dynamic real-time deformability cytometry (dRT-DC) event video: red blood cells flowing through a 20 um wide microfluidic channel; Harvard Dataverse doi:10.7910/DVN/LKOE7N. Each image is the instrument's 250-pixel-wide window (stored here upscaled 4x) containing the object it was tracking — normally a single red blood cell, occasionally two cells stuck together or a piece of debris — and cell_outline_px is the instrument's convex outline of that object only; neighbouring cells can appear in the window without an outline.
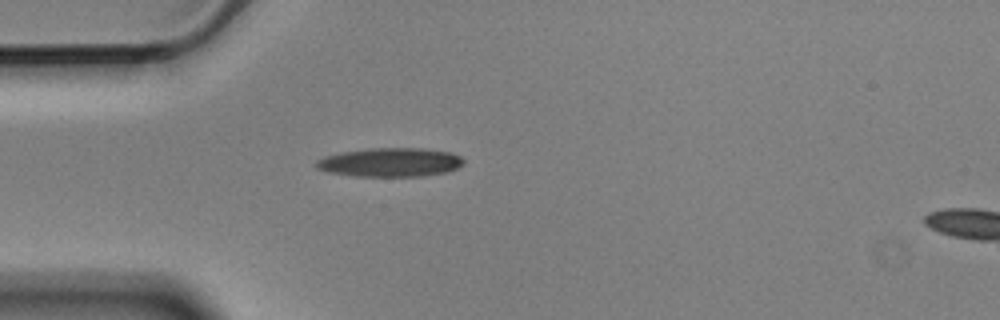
{"species": "Egyptian fruit bat (a non-hibernating species)", "species_latin": "Rousettus aegyptiacus", "temperature_condition": "cold", "stored_images_in_passage": 1, "camera_frame_rate_fps": 3000, "um_per_image_px": 0.085, "animal": {"sex": "male"}, "frame": {"image": 1, "passage_image": 1, "time_ms": 0.0, "image_size_px": [1000, 320], "cell_outline_px": [[464, 164], [448, 172], [420, 176], [356, 176], [328, 172], [316, 168], [316, 160], [324, 156], [340, 152], [372, 148], [424, 148], [452, 152], [460, 156], [464, 160]], "centroid_in_image_um": [33.18, 13.79], "position_along_channel_um": 51.8, "area_um2": 24.91}}